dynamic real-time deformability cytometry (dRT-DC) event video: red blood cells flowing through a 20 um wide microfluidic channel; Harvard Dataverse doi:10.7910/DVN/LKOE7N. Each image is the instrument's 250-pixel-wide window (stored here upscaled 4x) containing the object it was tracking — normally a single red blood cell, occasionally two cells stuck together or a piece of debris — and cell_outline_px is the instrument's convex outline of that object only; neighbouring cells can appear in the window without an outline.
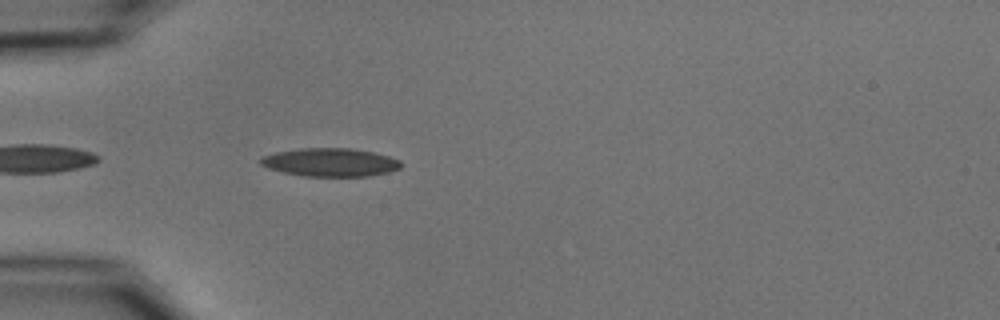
{"species": "common noctule bat (a hibernating species)", "species_latin": "Nyctalus noctula", "temperature_condition": "cold", "stored_images_in_passage": 15, "camera_frame_rate_fps": 3000, "um_per_image_px": 0.085, "animal": {"sex": "male", "body_mass_g": 15.6}, "frame": {"image": 1, "passage_image": 3, "time_ms": 0.667, "image_size_px": [1000, 320], "cell_outline_px": [[400, 168], [388, 172], [368, 176], [304, 176], [284, 172], [268, 168], [260, 164], [260, 156], [276, 152], [300, 148], [352, 148], [372, 152], [388, 156], [400, 160]], "centroid_in_image_um": [28.04, 13.79], "position_along_channel_um": 57.0, "area_um2": 23.06}}